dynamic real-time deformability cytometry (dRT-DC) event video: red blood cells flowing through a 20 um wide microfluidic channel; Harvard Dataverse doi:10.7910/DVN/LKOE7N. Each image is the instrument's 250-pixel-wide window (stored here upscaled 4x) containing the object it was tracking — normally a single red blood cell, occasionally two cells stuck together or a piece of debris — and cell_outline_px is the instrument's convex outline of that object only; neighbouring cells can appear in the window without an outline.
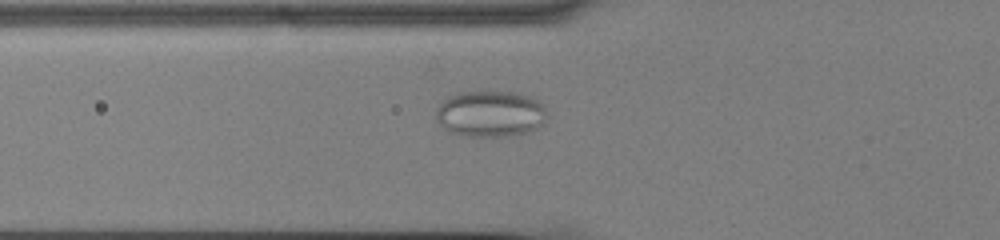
{"species": "common noctule bat (a hibernating species)", "species_latin": "Nyctalus noctula", "temperature_condition": "cold", "stored_images_in_passage": 59, "camera_frame_rate_fps": 3000, "um_per_image_px": 0.085, "animal": {"sex": "male", "body_mass_g": 13.0, "forearm_length_mm": 53.1}, "frame": {"image": 1, "passage_image": 23, "time_ms": 7.333, "image_size_px": [1000, 240], "cell_outline_px": [[548, 116], [536, 128], [512, 136], [464, 136], [448, 132], [436, 120], [436, 108], [448, 96], [456, 92], [516, 92], [532, 96], [544, 108]], "centroid_in_image_um": [41.64, 9.67], "position_along_channel_um": 84.2, "area_um2": 29.94}}
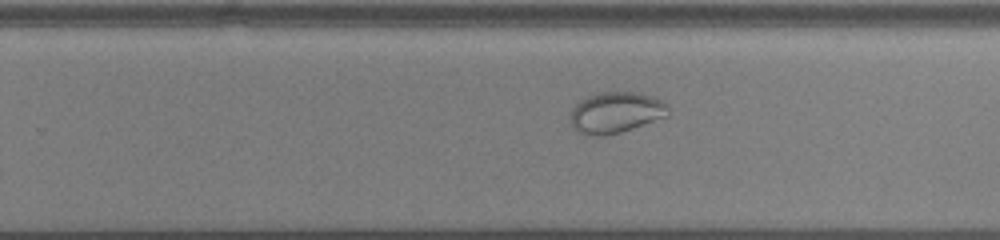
{"frame": {"image": 2, "passage_image": 39, "time_ms": 12.667, "image_size_px": [1000, 240], "cell_outline_px": [[668, 116], [620, 132], [604, 136], [592, 136], [576, 132], [572, 128], [568, 120], [572, 108], [580, 100], [596, 92], [640, 92], [664, 100], [668, 104]], "centroid_in_image_um": [52.31, 9.56], "position_along_channel_um": 277.5, "area_um2": 23.87}}
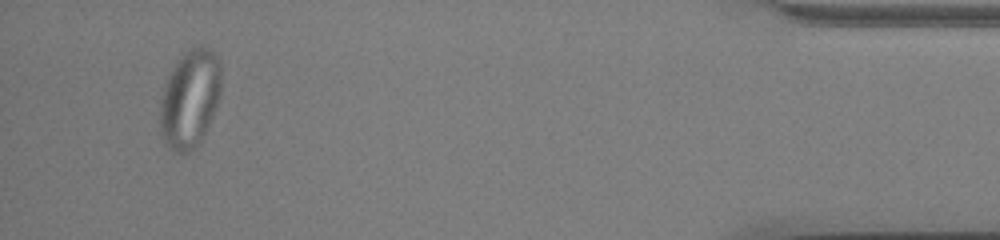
{"frame": {"image": 3, "passage_image": 56, "time_ms": 18.333, "image_size_px": [1000, 240], "cell_outline_px": [[220, 92], [212, 116], [200, 144], [188, 152], [172, 152], [168, 148], [160, 132], [160, 104], [164, 84], [176, 60], [188, 48], [200, 44], [208, 48], [220, 60]], "centroid_in_image_um": [16.12, 8.38], "position_along_channel_um": 419.1, "area_um2": 35.14}}